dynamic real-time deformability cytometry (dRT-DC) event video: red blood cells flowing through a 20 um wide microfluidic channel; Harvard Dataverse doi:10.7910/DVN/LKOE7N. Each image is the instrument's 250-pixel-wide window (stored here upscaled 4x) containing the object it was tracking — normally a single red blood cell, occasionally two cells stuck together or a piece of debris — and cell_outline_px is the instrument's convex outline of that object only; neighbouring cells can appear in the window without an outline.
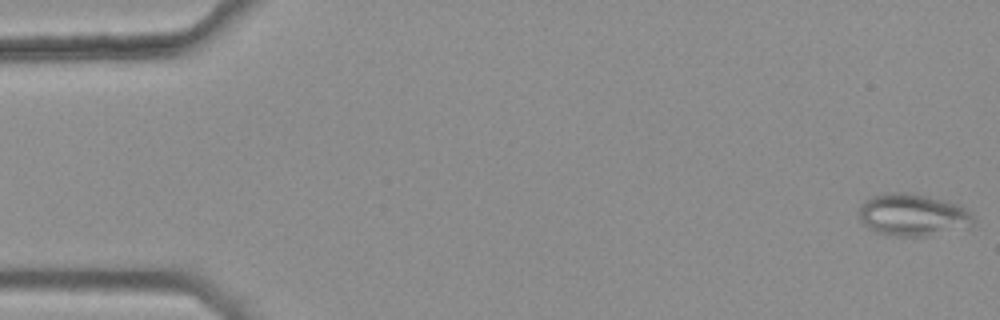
{"species": "common noctule bat (a hibernating species)", "species_latin": "Nyctalus noctula", "temperature_condition": "warm", "stored_images_in_passage": 46, "camera_frame_rate_fps": 3000, "um_per_image_px": 0.085, "animal": {"sex": "female", "body_mass_g": 25.1}, "frame": {"image": 1, "passage_image": 1, "time_ms": 0.0, "image_size_px": [1000, 320], "cell_outline_px": [[972, 224], [924, 236], [896, 236], [876, 232], [868, 228], [860, 220], [856, 212], [860, 204], [864, 200], [872, 196], [888, 192], [900, 192], [928, 196], [956, 204], [964, 208], [972, 216]], "centroid_in_image_um": [77.44, 18.24], "position_along_channel_um": 7.6, "area_um2": 27.57}}
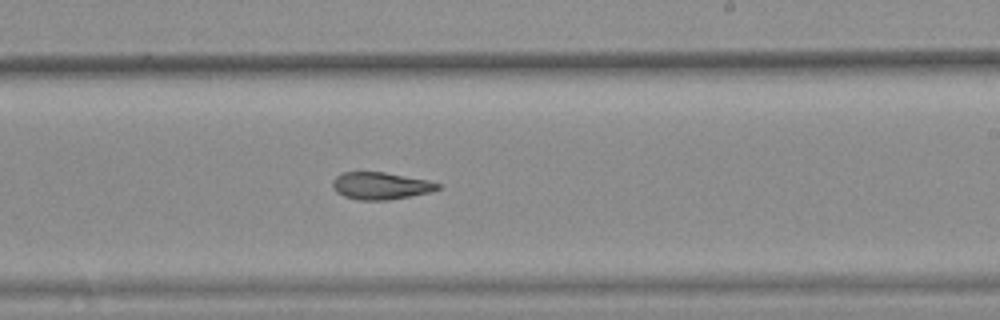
{"frame": {"image": 2, "passage_image": 32, "time_ms": 10.333, "image_size_px": [1000, 320], "cell_outline_px": [[440, 188], [432, 192], [388, 200], [360, 200], [344, 196], [336, 192], [332, 188], [332, 180], [336, 176], [344, 172], [384, 172], [428, 180], [440, 184]], "centroid_in_image_um": [32.34, 15.79], "position_along_channel_um": 256.7, "area_um2": 16.7}}
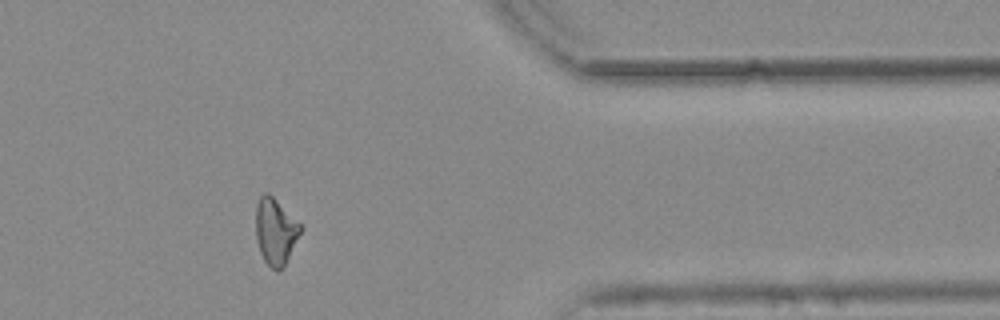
{"frame": {"image": 3, "passage_image": 44, "time_ms": 14.333, "image_size_px": [1000, 320], "cell_outline_px": [[304, 228], [284, 264], [276, 272], [264, 260], [260, 252], [256, 236], [256, 204], [260, 196], [264, 192], [268, 192], [304, 224]], "centroid_in_image_um": [23.45, 19.6], "position_along_channel_um": 388.0, "area_um2": 17.51}, "authors_computed_cell_mechanics": {"area_um2": 17.6868, "velocity_mm_per_s": 3.7648, "shape_relaxation_time_tau1_ms": null, "shape_relaxation_time_tau2_ms": 4.6905, "deformation_change_tau1": null, "deformation_change_tau2": 0.1246}}